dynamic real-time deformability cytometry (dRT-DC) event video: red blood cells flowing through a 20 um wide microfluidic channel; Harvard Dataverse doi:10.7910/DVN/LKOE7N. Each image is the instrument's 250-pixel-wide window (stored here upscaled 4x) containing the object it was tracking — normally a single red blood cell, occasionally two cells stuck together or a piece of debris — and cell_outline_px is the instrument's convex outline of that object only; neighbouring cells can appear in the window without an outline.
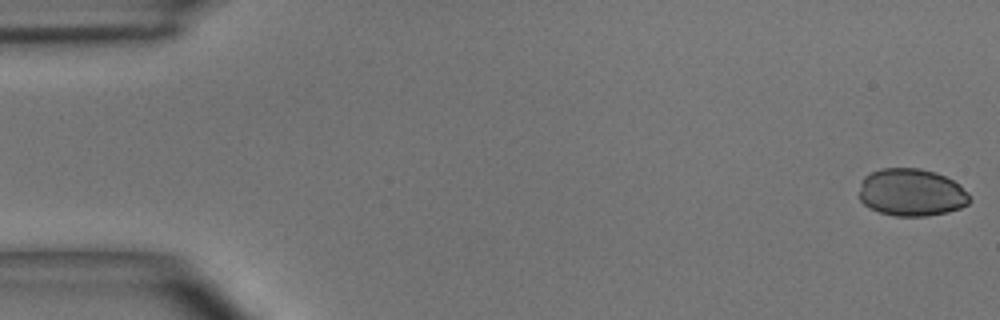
{"species": "common noctule bat (a hibernating species)", "species_latin": "Nyctalus noctula", "temperature_condition": "room temperature", "stored_images_in_passage": 49, "camera_frame_rate_fps": 3000, "um_per_image_px": 0.085, "animal": {"sex": "male", "body_mass_g": 15.6}, "frame": {"image": 1, "passage_image": 1, "time_ms": 0.0, "image_size_px": [1000, 320], "cell_outline_px": [[972, 200], [968, 204], [960, 208], [948, 212], [924, 216], [896, 216], [880, 212], [868, 208], [860, 200], [860, 184], [864, 176], [880, 168], [920, 168], [936, 172], [960, 184], [972, 196]], "centroid_in_image_um": [77.5, 16.35], "position_along_channel_um": 7.5, "area_um2": 30.87}}
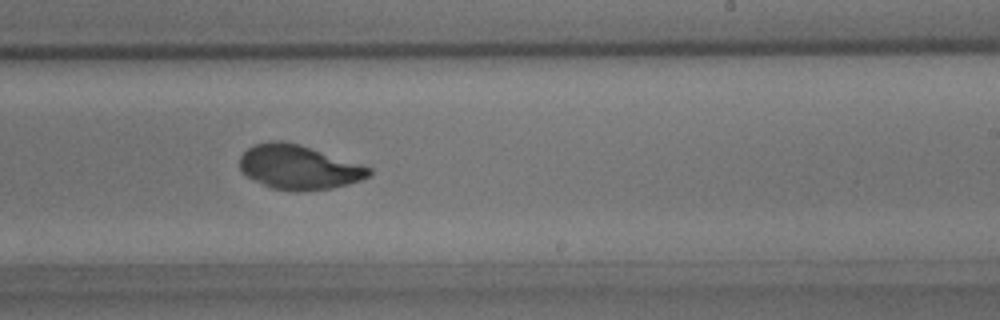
{"frame": {"image": 2, "passage_image": 30, "time_ms": 9.667, "image_size_px": [1000, 320], "cell_outline_px": [[372, 172], [368, 176], [360, 180], [348, 184], [332, 188], [300, 192], [296, 192], [272, 188], [240, 172], [240, 156], [252, 144], [268, 140], [280, 140], [300, 144], [372, 168]], "centroid_in_image_um": [25.37, 14.2], "position_along_channel_um": 263.6, "area_um2": 33.41}}